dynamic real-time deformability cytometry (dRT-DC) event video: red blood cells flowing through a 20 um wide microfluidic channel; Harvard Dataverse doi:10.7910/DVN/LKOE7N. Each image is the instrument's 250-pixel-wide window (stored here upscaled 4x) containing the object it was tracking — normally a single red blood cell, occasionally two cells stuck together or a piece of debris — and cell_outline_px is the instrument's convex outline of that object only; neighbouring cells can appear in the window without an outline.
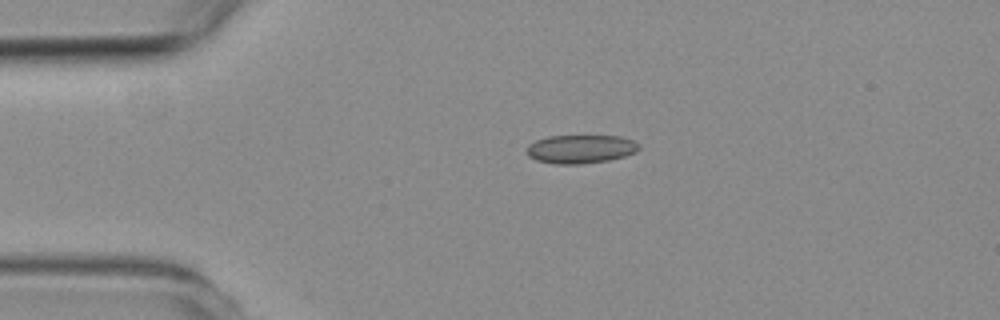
{"species": "common noctule bat (a hibernating species)", "species_latin": "Nyctalus noctula", "temperature_condition": "room temperature", "stored_images_in_passage": 2, "camera_frame_rate_fps": 3000, "um_per_image_px": 0.085, "animal": {"sex": "female", "body_mass_g": 19.3, "forearm_length_mm": 54.1}, "frame": {"image": 1, "passage_image": 1, "time_ms": 0.0, "image_size_px": [1000, 320], "cell_outline_px": [[640, 148], [636, 152], [624, 156], [608, 160], [580, 164], [556, 164], [536, 160], [528, 156], [528, 144], [536, 140], [548, 136], [620, 136], [632, 140], [640, 144]], "centroid_in_image_um": [49.36, 12.66], "position_along_channel_um": 35.6, "area_um2": 18.61}}